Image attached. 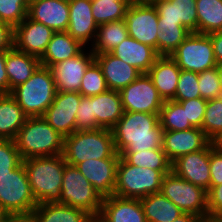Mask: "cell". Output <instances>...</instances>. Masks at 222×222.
Masks as SVG:
<instances>
[{
	"label": "cell",
	"mask_w": 222,
	"mask_h": 222,
	"mask_svg": "<svg viewBox=\"0 0 222 222\" xmlns=\"http://www.w3.org/2000/svg\"><path fill=\"white\" fill-rule=\"evenodd\" d=\"M198 33L222 31V0H196Z\"/></svg>",
	"instance_id": "34"
},
{
	"label": "cell",
	"mask_w": 222,
	"mask_h": 222,
	"mask_svg": "<svg viewBox=\"0 0 222 222\" xmlns=\"http://www.w3.org/2000/svg\"><path fill=\"white\" fill-rule=\"evenodd\" d=\"M128 37L129 34L124 19L100 24L90 49L94 54L111 53Z\"/></svg>",
	"instance_id": "32"
},
{
	"label": "cell",
	"mask_w": 222,
	"mask_h": 222,
	"mask_svg": "<svg viewBox=\"0 0 222 222\" xmlns=\"http://www.w3.org/2000/svg\"><path fill=\"white\" fill-rule=\"evenodd\" d=\"M210 36L217 65L222 64V31L208 34Z\"/></svg>",
	"instance_id": "50"
},
{
	"label": "cell",
	"mask_w": 222,
	"mask_h": 222,
	"mask_svg": "<svg viewBox=\"0 0 222 222\" xmlns=\"http://www.w3.org/2000/svg\"><path fill=\"white\" fill-rule=\"evenodd\" d=\"M190 33L187 29L159 30L157 33V54L171 56Z\"/></svg>",
	"instance_id": "40"
},
{
	"label": "cell",
	"mask_w": 222,
	"mask_h": 222,
	"mask_svg": "<svg viewBox=\"0 0 222 222\" xmlns=\"http://www.w3.org/2000/svg\"><path fill=\"white\" fill-rule=\"evenodd\" d=\"M212 141L199 128L163 131L162 149L171 163L179 157L205 149Z\"/></svg>",
	"instance_id": "17"
},
{
	"label": "cell",
	"mask_w": 222,
	"mask_h": 222,
	"mask_svg": "<svg viewBox=\"0 0 222 222\" xmlns=\"http://www.w3.org/2000/svg\"><path fill=\"white\" fill-rule=\"evenodd\" d=\"M28 116L11 94H0V138L14 140Z\"/></svg>",
	"instance_id": "30"
},
{
	"label": "cell",
	"mask_w": 222,
	"mask_h": 222,
	"mask_svg": "<svg viewBox=\"0 0 222 222\" xmlns=\"http://www.w3.org/2000/svg\"><path fill=\"white\" fill-rule=\"evenodd\" d=\"M130 0H91L92 14L97 25L124 19Z\"/></svg>",
	"instance_id": "35"
},
{
	"label": "cell",
	"mask_w": 222,
	"mask_h": 222,
	"mask_svg": "<svg viewBox=\"0 0 222 222\" xmlns=\"http://www.w3.org/2000/svg\"><path fill=\"white\" fill-rule=\"evenodd\" d=\"M156 1H159V0H150L148 3H153V2H156Z\"/></svg>",
	"instance_id": "59"
},
{
	"label": "cell",
	"mask_w": 222,
	"mask_h": 222,
	"mask_svg": "<svg viewBox=\"0 0 222 222\" xmlns=\"http://www.w3.org/2000/svg\"><path fill=\"white\" fill-rule=\"evenodd\" d=\"M172 171L187 182L210 189V144L203 150L179 157L172 163Z\"/></svg>",
	"instance_id": "18"
},
{
	"label": "cell",
	"mask_w": 222,
	"mask_h": 222,
	"mask_svg": "<svg viewBox=\"0 0 222 222\" xmlns=\"http://www.w3.org/2000/svg\"><path fill=\"white\" fill-rule=\"evenodd\" d=\"M199 222H222L221 218H211V217H206V218H201Z\"/></svg>",
	"instance_id": "54"
},
{
	"label": "cell",
	"mask_w": 222,
	"mask_h": 222,
	"mask_svg": "<svg viewBox=\"0 0 222 222\" xmlns=\"http://www.w3.org/2000/svg\"><path fill=\"white\" fill-rule=\"evenodd\" d=\"M124 111L160 114L164 100L147 73L120 91Z\"/></svg>",
	"instance_id": "12"
},
{
	"label": "cell",
	"mask_w": 222,
	"mask_h": 222,
	"mask_svg": "<svg viewBox=\"0 0 222 222\" xmlns=\"http://www.w3.org/2000/svg\"><path fill=\"white\" fill-rule=\"evenodd\" d=\"M108 90L101 67L94 61L85 71L79 93L82 96H95Z\"/></svg>",
	"instance_id": "38"
},
{
	"label": "cell",
	"mask_w": 222,
	"mask_h": 222,
	"mask_svg": "<svg viewBox=\"0 0 222 222\" xmlns=\"http://www.w3.org/2000/svg\"><path fill=\"white\" fill-rule=\"evenodd\" d=\"M150 0H130L131 3L149 2Z\"/></svg>",
	"instance_id": "58"
},
{
	"label": "cell",
	"mask_w": 222,
	"mask_h": 222,
	"mask_svg": "<svg viewBox=\"0 0 222 222\" xmlns=\"http://www.w3.org/2000/svg\"><path fill=\"white\" fill-rule=\"evenodd\" d=\"M124 21L130 37L154 48L157 53L159 19L156 8L148 2L130 3Z\"/></svg>",
	"instance_id": "11"
},
{
	"label": "cell",
	"mask_w": 222,
	"mask_h": 222,
	"mask_svg": "<svg viewBox=\"0 0 222 222\" xmlns=\"http://www.w3.org/2000/svg\"><path fill=\"white\" fill-rule=\"evenodd\" d=\"M92 109L97 124L111 130L124 114L120 92L108 89L92 96Z\"/></svg>",
	"instance_id": "26"
},
{
	"label": "cell",
	"mask_w": 222,
	"mask_h": 222,
	"mask_svg": "<svg viewBox=\"0 0 222 222\" xmlns=\"http://www.w3.org/2000/svg\"><path fill=\"white\" fill-rule=\"evenodd\" d=\"M14 142L22 160L63 154L64 137L42 116L28 117Z\"/></svg>",
	"instance_id": "4"
},
{
	"label": "cell",
	"mask_w": 222,
	"mask_h": 222,
	"mask_svg": "<svg viewBox=\"0 0 222 222\" xmlns=\"http://www.w3.org/2000/svg\"><path fill=\"white\" fill-rule=\"evenodd\" d=\"M21 162L14 140L0 139V179L9 175Z\"/></svg>",
	"instance_id": "42"
},
{
	"label": "cell",
	"mask_w": 222,
	"mask_h": 222,
	"mask_svg": "<svg viewBox=\"0 0 222 222\" xmlns=\"http://www.w3.org/2000/svg\"><path fill=\"white\" fill-rule=\"evenodd\" d=\"M180 72L181 69L175 60L165 55H159L147 72L164 101L174 99Z\"/></svg>",
	"instance_id": "24"
},
{
	"label": "cell",
	"mask_w": 222,
	"mask_h": 222,
	"mask_svg": "<svg viewBox=\"0 0 222 222\" xmlns=\"http://www.w3.org/2000/svg\"><path fill=\"white\" fill-rule=\"evenodd\" d=\"M111 54L138 69L142 74L150 70L159 56L154 48L130 36L112 50Z\"/></svg>",
	"instance_id": "25"
},
{
	"label": "cell",
	"mask_w": 222,
	"mask_h": 222,
	"mask_svg": "<svg viewBox=\"0 0 222 222\" xmlns=\"http://www.w3.org/2000/svg\"><path fill=\"white\" fill-rule=\"evenodd\" d=\"M214 144L222 150V135H220L217 140L214 142Z\"/></svg>",
	"instance_id": "57"
},
{
	"label": "cell",
	"mask_w": 222,
	"mask_h": 222,
	"mask_svg": "<svg viewBox=\"0 0 222 222\" xmlns=\"http://www.w3.org/2000/svg\"><path fill=\"white\" fill-rule=\"evenodd\" d=\"M111 130L118 154L162 147L163 129L159 114L124 111Z\"/></svg>",
	"instance_id": "1"
},
{
	"label": "cell",
	"mask_w": 222,
	"mask_h": 222,
	"mask_svg": "<svg viewBox=\"0 0 222 222\" xmlns=\"http://www.w3.org/2000/svg\"><path fill=\"white\" fill-rule=\"evenodd\" d=\"M210 186L222 184V150L210 143Z\"/></svg>",
	"instance_id": "46"
},
{
	"label": "cell",
	"mask_w": 222,
	"mask_h": 222,
	"mask_svg": "<svg viewBox=\"0 0 222 222\" xmlns=\"http://www.w3.org/2000/svg\"><path fill=\"white\" fill-rule=\"evenodd\" d=\"M152 4L158 13L159 30L187 29L198 33L196 0H159Z\"/></svg>",
	"instance_id": "13"
},
{
	"label": "cell",
	"mask_w": 222,
	"mask_h": 222,
	"mask_svg": "<svg viewBox=\"0 0 222 222\" xmlns=\"http://www.w3.org/2000/svg\"><path fill=\"white\" fill-rule=\"evenodd\" d=\"M41 65L40 58L18 51L14 47L6 51L5 68L9 79V94L25 83Z\"/></svg>",
	"instance_id": "27"
},
{
	"label": "cell",
	"mask_w": 222,
	"mask_h": 222,
	"mask_svg": "<svg viewBox=\"0 0 222 222\" xmlns=\"http://www.w3.org/2000/svg\"><path fill=\"white\" fill-rule=\"evenodd\" d=\"M178 102L185 110L187 119L195 128L201 129L204 113L206 111L207 100L203 98H193Z\"/></svg>",
	"instance_id": "45"
},
{
	"label": "cell",
	"mask_w": 222,
	"mask_h": 222,
	"mask_svg": "<svg viewBox=\"0 0 222 222\" xmlns=\"http://www.w3.org/2000/svg\"><path fill=\"white\" fill-rule=\"evenodd\" d=\"M147 222H173L184 212L161 192L140 199Z\"/></svg>",
	"instance_id": "31"
},
{
	"label": "cell",
	"mask_w": 222,
	"mask_h": 222,
	"mask_svg": "<svg viewBox=\"0 0 222 222\" xmlns=\"http://www.w3.org/2000/svg\"><path fill=\"white\" fill-rule=\"evenodd\" d=\"M55 32L28 16L14 27L13 47L21 52L41 58Z\"/></svg>",
	"instance_id": "16"
},
{
	"label": "cell",
	"mask_w": 222,
	"mask_h": 222,
	"mask_svg": "<svg viewBox=\"0 0 222 222\" xmlns=\"http://www.w3.org/2000/svg\"><path fill=\"white\" fill-rule=\"evenodd\" d=\"M63 156L66 163L76 166L88 159L120 158L110 129L75 131L64 138Z\"/></svg>",
	"instance_id": "3"
},
{
	"label": "cell",
	"mask_w": 222,
	"mask_h": 222,
	"mask_svg": "<svg viewBox=\"0 0 222 222\" xmlns=\"http://www.w3.org/2000/svg\"><path fill=\"white\" fill-rule=\"evenodd\" d=\"M37 205L21 162L9 175L0 179V208L9 217L29 216Z\"/></svg>",
	"instance_id": "7"
},
{
	"label": "cell",
	"mask_w": 222,
	"mask_h": 222,
	"mask_svg": "<svg viewBox=\"0 0 222 222\" xmlns=\"http://www.w3.org/2000/svg\"><path fill=\"white\" fill-rule=\"evenodd\" d=\"M84 48L86 47L67 32H55L45 53L40 58L41 65L50 67L53 64L75 57Z\"/></svg>",
	"instance_id": "28"
},
{
	"label": "cell",
	"mask_w": 222,
	"mask_h": 222,
	"mask_svg": "<svg viewBox=\"0 0 222 222\" xmlns=\"http://www.w3.org/2000/svg\"><path fill=\"white\" fill-rule=\"evenodd\" d=\"M87 222H106L100 215H91Z\"/></svg>",
	"instance_id": "53"
},
{
	"label": "cell",
	"mask_w": 222,
	"mask_h": 222,
	"mask_svg": "<svg viewBox=\"0 0 222 222\" xmlns=\"http://www.w3.org/2000/svg\"><path fill=\"white\" fill-rule=\"evenodd\" d=\"M163 131H180L193 128L184 108L176 101H164L159 114Z\"/></svg>",
	"instance_id": "36"
},
{
	"label": "cell",
	"mask_w": 222,
	"mask_h": 222,
	"mask_svg": "<svg viewBox=\"0 0 222 222\" xmlns=\"http://www.w3.org/2000/svg\"><path fill=\"white\" fill-rule=\"evenodd\" d=\"M181 70L203 72L217 67L213 45L208 34L191 32L172 53Z\"/></svg>",
	"instance_id": "10"
},
{
	"label": "cell",
	"mask_w": 222,
	"mask_h": 222,
	"mask_svg": "<svg viewBox=\"0 0 222 222\" xmlns=\"http://www.w3.org/2000/svg\"><path fill=\"white\" fill-rule=\"evenodd\" d=\"M5 222H33L29 216L9 217Z\"/></svg>",
	"instance_id": "52"
},
{
	"label": "cell",
	"mask_w": 222,
	"mask_h": 222,
	"mask_svg": "<svg viewBox=\"0 0 222 222\" xmlns=\"http://www.w3.org/2000/svg\"><path fill=\"white\" fill-rule=\"evenodd\" d=\"M201 129L212 142L222 135V96L207 100Z\"/></svg>",
	"instance_id": "37"
},
{
	"label": "cell",
	"mask_w": 222,
	"mask_h": 222,
	"mask_svg": "<svg viewBox=\"0 0 222 222\" xmlns=\"http://www.w3.org/2000/svg\"><path fill=\"white\" fill-rule=\"evenodd\" d=\"M28 5L29 0H0V22L19 25L27 17Z\"/></svg>",
	"instance_id": "39"
},
{
	"label": "cell",
	"mask_w": 222,
	"mask_h": 222,
	"mask_svg": "<svg viewBox=\"0 0 222 222\" xmlns=\"http://www.w3.org/2000/svg\"><path fill=\"white\" fill-rule=\"evenodd\" d=\"M82 95L79 92L57 91L42 116L64 138L76 131V111Z\"/></svg>",
	"instance_id": "14"
},
{
	"label": "cell",
	"mask_w": 222,
	"mask_h": 222,
	"mask_svg": "<svg viewBox=\"0 0 222 222\" xmlns=\"http://www.w3.org/2000/svg\"><path fill=\"white\" fill-rule=\"evenodd\" d=\"M95 61L102 69L109 90L120 91L142 74L111 53L95 54Z\"/></svg>",
	"instance_id": "22"
},
{
	"label": "cell",
	"mask_w": 222,
	"mask_h": 222,
	"mask_svg": "<svg viewBox=\"0 0 222 222\" xmlns=\"http://www.w3.org/2000/svg\"><path fill=\"white\" fill-rule=\"evenodd\" d=\"M9 216L0 208V222H5Z\"/></svg>",
	"instance_id": "56"
},
{
	"label": "cell",
	"mask_w": 222,
	"mask_h": 222,
	"mask_svg": "<svg viewBox=\"0 0 222 222\" xmlns=\"http://www.w3.org/2000/svg\"><path fill=\"white\" fill-rule=\"evenodd\" d=\"M207 210L208 217H222V184L210 186V189L207 191Z\"/></svg>",
	"instance_id": "47"
},
{
	"label": "cell",
	"mask_w": 222,
	"mask_h": 222,
	"mask_svg": "<svg viewBox=\"0 0 222 222\" xmlns=\"http://www.w3.org/2000/svg\"><path fill=\"white\" fill-rule=\"evenodd\" d=\"M198 86L201 98L210 100L221 96L217 67L198 73Z\"/></svg>",
	"instance_id": "43"
},
{
	"label": "cell",
	"mask_w": 222,
	"mask_h": 222,
	"mask_svg": "<svg viewBox=\"0 0 222 222\" xmlns=\"http://www.w3.org/2000/svg\"><path fill=\"white\" fill-rule=\"evenodd\" d=\"M6 51H0V94H9V79L6 68Z\"/></svg>",
	"instance_id": "49"
},
{
	"label": "cell",
	"mask_w": 222,
	"mask_h": 222,
	"mask_svg": "<svg viewBox=\"0 0 222 222\" xmlns=\"http://www.w3.org/2000/svg\"><path fill=\"white\" fill-rule=\"evenodd\" d=\"M217 70H218L219 82L221 87V96H222V64L217 65Z\"/></svg>",
	"instance_id": "55"
},
{
	"label": "cell",
	"mask_w": 222,
	"mask_h": 222,
	"mask_svg": "<svg viewBox=\"0 0 222 222\" xmlns=\"http://www.w3.org/2000/svg\"><path fill=\"white\" fill-rule=\"evenodd\" d=\"M91 215L65 204L39 203L29 215L33 222H87Z\"/></svg>",
	"instance_id": "29"
},
{
	"label": "cell",
	"mask_w": 222,
	"mask_h": 222,
	"mask_svg": "<svg viewBox=\"0 0 222 222\" xmlns=\"http://www.w3.org/2000/svg\"><path fill=\"white\" fill-rule=\"evenodd\" d=\"M163 177L159 170L130 165L120 156L113 195L142 199L150 194L159 193Z\"/></svg>",
	"instance_id": "6"
},
{
	"label": "cell",
	"mask_w": 222,
	"mask_h": 222,
	"mask_svg": "<svg viewBox=\"0 0 222 222\" xmlns=\"http://www.w3.org/2000/svg\"><path fill=\"white\" fill-rule=\"evenodd\" d=\"M68 3L69 24L66 32L84 47H90L98 29L92 14L91 0H68Z\"/></svg>",
	"instance_id": "19"
},
{
	"label": "cell",
	"mask_w": 222,
	"mask_h": 222,
	"mask_svg": "<svg viewBox=\"0 0 222 222\" xmlns=\"http://www.w3.org/2000/svg\"><path fill=\"white\" fill-rule=\"evenodd\" d=\"M95 61V54L90 47L83 49L75 57L51 65L56 90L63 92H79L85 71Z\"/></svg>",
	"instance_id": "15"
},
{
	"label": "cell",
	"mask_w": 222,
	"mask_h": 222,
	"mask_svg": "<svg viewBox=\"0 0 222 222\" xmlns=\"http://www.w3.org/2000/svg\"><path fill=\"white\" fill-rule=\"evenodd\" d=\"M22 163L37 204L60 203L66 165L63 154L26 158Z\"/></svg>",
	"instance_id": "2"
},
{
	"label": "cell",
	"mask_w": 222,
	"mask_h": 222,
	"mask_svg": "<svg viewBox=\"0 0 222 222\" xmlns=\"http://www.w3.org/2000/svg\"><path fill=\"white\" fill-rule=\"evenodd\" d=\"M27 16L54 32H66L69 24L68 0H29Z\"/></svg>",
	"instance_id": "21"
},
{
	"label": "cell",
	"mask_w": 222,
	"mask_h": 222,
	"mask_svg": "<svg viewBox=\"0 0 222 222\" xmlns=\"http://www.w3.org/2000/svg\"><path fill=\"white\" fill-rule=\"evenodd\" d=\"M200 220L201 218L194 214L183 213L178 218H176L173 222H199Z\"/></svg>",
	"instance_id": "51"
},
{
	"label": "cell",
	"mask_w": 222,
	"mask_h": 222,
	"mask_svg": "<svg viewBox=\"0 0 222 222\" xmlns=\"http://www.w3.org/2000/svg\"><path fill=\"white\" fill-rule=\"evenodd\" d=\"M14 28L0 22V51H8L13 48Z\"/></svg>",
	"instance_id": "48"
},
{
	"label": "cell",
	"mask_w": 222,
	"mask_h": 222,
	"mask_svg": "<svg viewBox=\"0 0 222 222\" xmlns=\"http://www.w3.org/2000/svg\"><path fill=\"white\" fill-rule=\"evenodd\" d=\"M119 155L130 165L159 170L163 175L172 170V163L162 147L137 152H121Z\"/></svg>",
	"instance_id": "33"
},
{
	"label": "cell",
	"mask_w": 222,
	"mask_h": 222,
	"mask_svg": "<svg viewBox=\"0 0 222 222\" xmlns=\"http://www.w3.org/2000/svg\"><path fill=\"white\" fill-rule=\"evenodd\" d=\"M99 215L106 222H147L140 199L115 195L103 198Z\"/></svg>",
	"instance_id": "23"
},
{
	"label": "cell",
	"mask_w": 222,
	"mask_h": 222,
	"mask_svg": "<svg viewBox=\"0 0 222 222\" xmlns=\"http://www.w3.org/2000/svg\"><path fill=\"white\" fill-rule=\"evenodd\" d=\"M101 128L93 115L92 96H82L76 111V131Z\"/></svg>",
	"instance_id": "44"
},
{
	"label": "cell",
	"mask_w": 222,
	"mask_h": 222,
	"mask_svg": "<svg viewBox=\"0 0 222 222\" xmlns=\"http://www.w3.org/2000/svg\"><path fill=\"white\" fill-rule=\"evenodd\" d=\"M56 85L49 67L40 65L33 75L11 91L28 117L43 116L56 95Z\"/></svg>",
	"instance_id": "5"
},
{
	"label": "cell",
	"mask_w": 222,
	"mask_h": 222,
	"mask_svg": "<svg viewBox=\"0 0 222 222\" xmlns=\"http://www.w3.org/2000/svg\"><path fill=\"white\" fill-rule=\"evenodd\" d=\"M103 197L94 189L78 168L66 163L63 171L60 204L99 215Z\"/></svg>",
	"instance_id": "8"
},
{
	"label": "cell",
	"mask_w": 222,
	"mask_h": 222,
	"mask_svg": "<svg viewBox=\"0 0 222 222\" xmlns=\"http://www.w3.org/2000/svg\"><path fill=\"white\" fill-rule=\"evenodd\" d=\"M160 192L184 213H191L200 218L208 217L207 191L187 182L172 170L164 175Z\"/></svg>",
	"instance_id": "9"
},
{
	"label": "cell",
	"mask_w": 222,
	"mask_h": 222,
	"mask_svg": "<svg viewBox=\"0 0 222 222\" xmlns=\"http://www.w3.org/2000/svg\"><path fill=\"white\" fill-rule=\"evenodd\" d=\"M200 97L198 73L181 70L173 101H184Z\"/></svg>",
	"instance_id": "41"
},
{
	"label": "cell",
	"mask_w": 222,
	"mask_h": 222,
	"mask_svg": "<svg viewBox=\"0 0 222 222\" xmlns=\"http://www.w3.org/2000/svg\"><path fill=\"white\" fill-rule=\"evenodd\" d=\"M120 158L88 159L76 167L103 198L112 196L116 184V170Z\"/></svg>",
	"instance_id": "20"
}]
</instances>
